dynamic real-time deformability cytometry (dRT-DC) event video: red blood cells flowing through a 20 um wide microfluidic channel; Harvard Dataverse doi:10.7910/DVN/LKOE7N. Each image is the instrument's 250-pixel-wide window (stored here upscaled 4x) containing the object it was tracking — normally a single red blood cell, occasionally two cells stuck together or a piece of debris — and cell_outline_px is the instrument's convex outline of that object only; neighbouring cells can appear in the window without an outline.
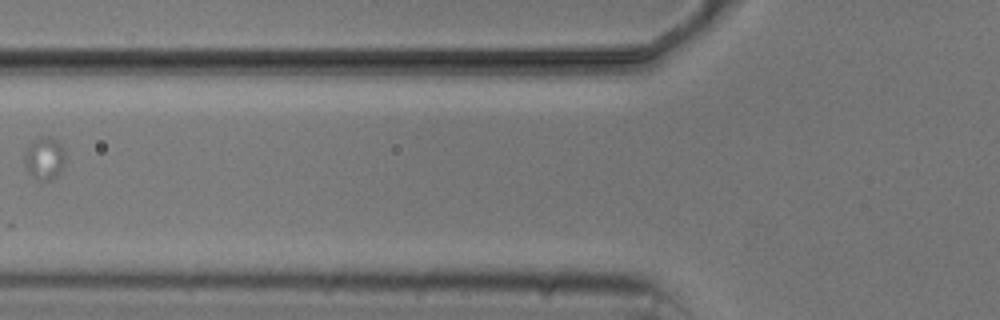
{"species": "common noctule bat (a hibernating species)", "species_latin": "Nyctalus noctula", "temperature_condition": "cold", "stored_images_in_passage": 6, "camera_frame_rate_fps": 3000, "um_per_image_px": 0.085, "animal": {"sex": "male", "body_mass_g": 20.5, "forearm_length_mm": 52.5}, "frame": {"image": 1, "passage_image": 3, "time_ms": 2.333, "image_size_px": [1000, 320], "cell_outline_px": [[64, 168], [52, 180], [36, 180], [28, 172], [24, 164], [24, 156], [32, 140], [40, 136], [52, 136], [64, 148]], "centroid_in_image_um": [3.79, 13.45], "position_along_channel_um": 122.0, "area_um2": 10.29}}